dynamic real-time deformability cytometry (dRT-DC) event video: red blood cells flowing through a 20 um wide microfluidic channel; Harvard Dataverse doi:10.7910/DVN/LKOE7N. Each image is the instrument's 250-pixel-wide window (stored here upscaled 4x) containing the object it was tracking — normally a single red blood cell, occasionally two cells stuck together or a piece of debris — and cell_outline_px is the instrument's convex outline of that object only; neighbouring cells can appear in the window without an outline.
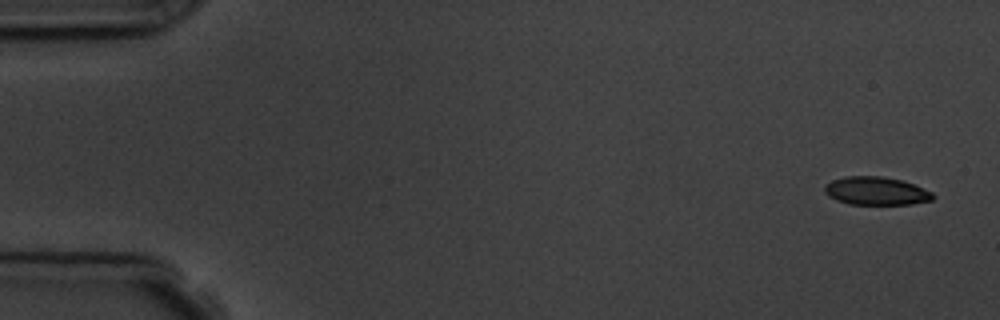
{"species": "common noctule bat (a hibernating species)", "species_latin": "Nyctalus noctula", "temperature_condition": "room temperature", "stored_images_in_passage": 5, "camera_frame_rate_fps": 3000, "um_per_image_px": 0.085, "animal": {"sex": "male", "body_mass_g": 19.5, "forearm_length_mm": 54.6}, "frame": {"image": 1, "passage_image": 1, "time_ms": 0.0, "image_size_px": [1000, 320], "cell_outline_px": [[936, 196], [932, 200], [912, 204], [848, 204], [836, 200], [828, 196], [824, 192], [824, 184], [832, 180], [844, 176], [880, 176], [904, 180], [932, 192]], "centroid_in_image_um": [74.45, 16.22], "position_along_channel_um": 10.5, "area_um2": 17.98}}
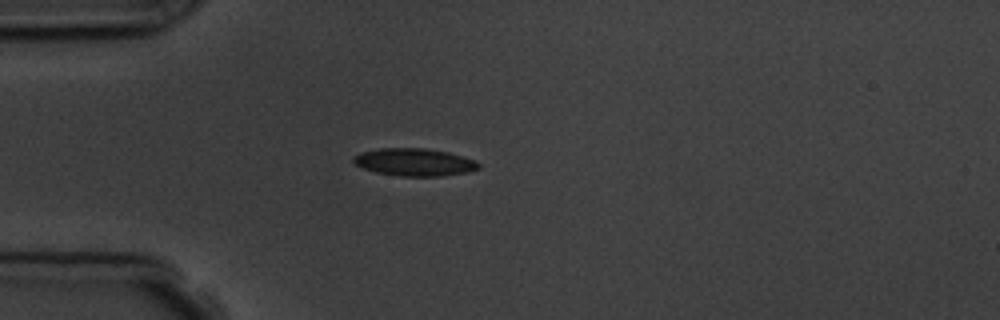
{"frame": {"image": 2, "passage_image": 4, "time_ms": 4.333, "image_size_px": [1000, 320], "cell_outline_px": [[480, 168], [468, 172], [440, 176], [400, 176], [376, 172], [364, 168], [356, 164], [352, 160], [352, 156], [360, 152], [380, 148], [424, 148], [448, 152], [476, 160], [480, 164]], "centroid_in_image_um": [35.23, 13.78], "position_along_channel_um": 49.8, "area_um2": 20.11}}